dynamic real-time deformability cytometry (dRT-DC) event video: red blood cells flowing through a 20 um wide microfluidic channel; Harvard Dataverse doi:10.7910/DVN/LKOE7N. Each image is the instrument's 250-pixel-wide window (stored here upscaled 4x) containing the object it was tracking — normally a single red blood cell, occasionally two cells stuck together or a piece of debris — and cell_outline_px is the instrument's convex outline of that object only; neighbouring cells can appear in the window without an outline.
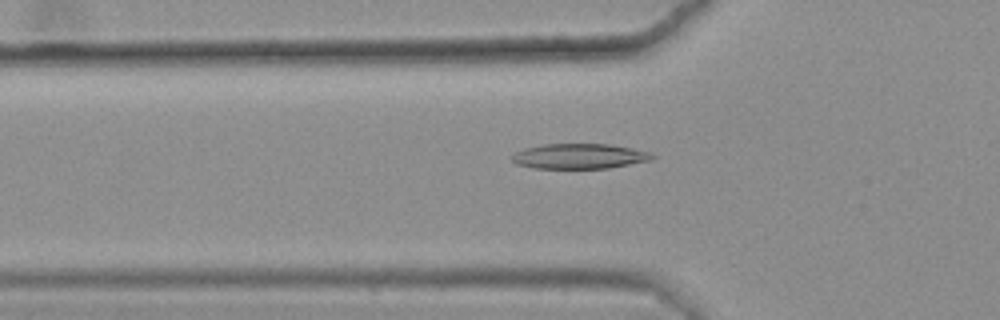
{"species": "common noctule bat (a hibernating species)", "species_latin": "Nyctalus noctula", "temperature_condition": "warm", "stored_images_in_passage": 33, "camera_frame_rate_fps": 3000, "um_per_image_px": 0.085, "animal": {"sex": "female", "body_mass_g": 25.1}, "frame": {"image": 1, "passage_image": 2, "time_ms": 0.333, "image_size_px": [1000, 320], "cell_outline_px": [[656, 156], [652, 160], [608, 168], [532, 168], [516, 164], [512, 160], [512, 156], [516, 152], [524, 148], [544, 144], [608, 144], [632, 148], [652, 152]], "centroid_in_image_um": [49.27, 13.28], "position_along_channel_um": 76.5, "area_um2": 20.58}}
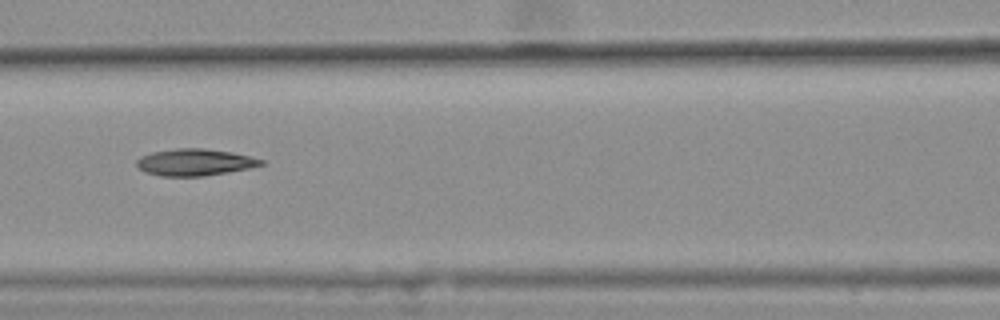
{"frame": {"image": 2, "passage_image": 8, "time_ms": 2.333, "image_size_px": [1000, 320], "cell_outline_px": [[264, 164], [248, 168], [228, 172], [204, 176], [160, 176], [144, 172], [136, 164], [136, 160], [140, 156], [152, 152], [176, 148], [204, 148], [232, 152], [264, 160]], "centroid_in_image_um": [16.52, 13.79], "position_along_channel_um": 150.1, "area_um2": 19.42}}
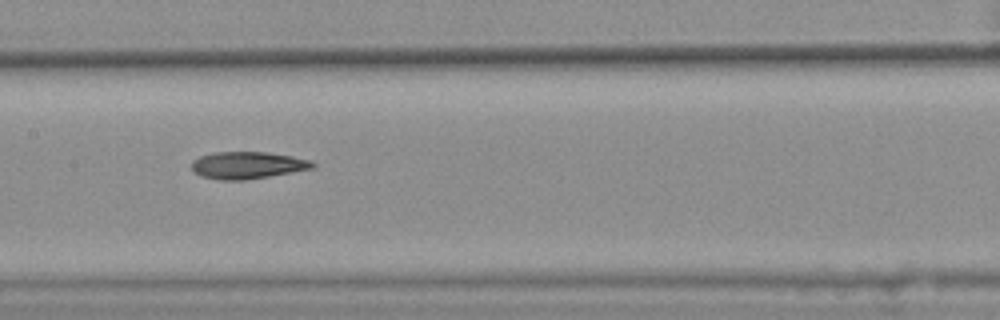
{"frame": {"image": 3, "passage_image": 11, "time_ms": 3.333, "image_size_px": [1000, 320], "cell_outline_px": [[316, 164], [312, 168], [268, 176], [244, 180], [220, 180], [204, 176], [196, 172], [192, 168], [192, 160], [200, 156], [212, 152], [268, 152], [292, 156], [312, 160]], "centroid_in_image_um": [21.04, 14.03], "position_along_channel_um": 186.4, "area_um2": 18.9}, "authors_computed_cell_mechanics": {"area_um2": 19.074, "velocity_mm_per_s": 3.6409, "shape_relaxation_time_tau1_ms": null, "shape_relaxation_time_tau2_ms": 7.3786, "deformation_change_tau1": null, "deformation_change_tau2": 0.1736}}